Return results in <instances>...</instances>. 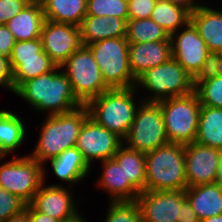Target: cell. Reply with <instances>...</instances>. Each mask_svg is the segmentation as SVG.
Returning a JSON list of instances; mask_svg holds the SVG:
<instances>
[{
    "label": "cell",
    "instance_id": "1",
    "mask_svg": "<svg viewBox=\"0 0 222 222\" xmlns=\"http://www.w3.org/2000/svg\"><path fill=\"white\" fill-rule=\"evenodd\" d=\"M56 66L51 72L39 75L22 83L14 92L39 111L50 110L49 115L63 114L82 106L77 100L66 74L58 72Z\"/></svg>",
    "mask_w": 222,
    "mask_h": 222
},
{
    "label": "cell",
    "instance_id": "2",
    "mask_svg": "<svg viewBox=\"0 0 222 222\" xmlns=\"http://www.w3.org/2000/svg\"><path fill=\"white\" fill-rule=\"evenodd\" d=\"M145 191H177L187 188L184 145L167 143L145 153Z\"/></svg>",
    "mask_w": 222,
    "mask_h": 222
},
{
    "label": "cell",
    "instance_id": "3",
    "mask_svg": "<svg viewBox=\"0 0 222 222\" xmlns=\"http://www.w3.org/2000/svg\"><path fill=\"white\" fill-rule=\"evenodd\" d=\"M88 116L85 105L68 113L49 115L41 127L39 142L30 157L43 165L44 161L76 147L80 128Z\"/></svg>",
    "mask_w": 222,
    "mask_h": 222
},
{
    "label": "cell",
    "instance_id": "4",
    "mask_svg": "<svg viewBox=\"0 0 222 222\" xmlns=\"http://www.w3.org/2000/svg\"><path fill=\"white\" fill-rule=\"evenodd\" d=\"M135 88L137 87L108 89L90 100L85 105L89 117L124 139L137 110L133 101Z\"/></svg>",
    "mask_w": 222,
    "mask_h": 222
},
{
    "label": "cell",
    "instance_id": "5",
    "mask_svg": "<svg viewBox=\"0 0 222 222\" xmlns=\"http://www.w3.org/2000/svg\"><path fill=\"white\" fill-rule=\"evenodd\" d=\"M128 44L126 37H120L100 40L86 46L109 89L136 86L137 79L129 67Z\"/></svg>",
    "mask_w": 222,
    "mask_h": 222
},
{
    "label": "cell",
    "instance_id": "6",
    "mask_svg": "<svg viewBox=\"0 0 222 222\" xmlns=\"http://www.w3.org/2000/svg\"><path fill=\"white\" fill-rule=\"evenodd\" d=\"M160 104L165 132L169 142L182 145L195 141L200 115V100L197 93L158 101Z\"/></svg>",
    "mask_w": 222,
    "mask_h": 222
},
{
    "label": "cell",
    "instance_id": "7",
    "mask_svg": "<svg viewBox=\"0 0 222 222\" xmlns=\"http://www.w3.org/2000/svg\"><path fill=\"white\" fill-rule=\"evenodd\" d=\"M140 84L155 94L145 102L181 97L195 91V79L173 57L142 73L137 78L136 87Z\"/></svg>",
    "mask_w": 222,
    "mask_h": 222
},
{
    "label": "cell",
    "instance_id": "8",
    "mask_svg": "<svg viewBox=\"0 0 222 222\" xmlns=\"http://www.w3.org/2000/svg\"><path fill=\"white\" fill-rule=\"evenodd\" d=\"M64 66L67 68L64 73L71 83L72 91L82 105H86L109 89L91 51L86 46L76 50L60 68Z\"/></svg>",
    "mask_w": 222,
    "mask_h": 222
},
{
    "label": "cell",
    "instance_id": "9",
    "mask_svg": "<svg viewBox=\"0 0 222 222\" xmlns=\"http://www.w3.org/2000/svg\"><path fill=\"white\" fill-rule=\"evenodd\" d=\"M128 148L147 153L169 143L164 118L158 102H144L131 123L127 136Z\"/></svg>",
    "mask_w": 222,
    "mask_h": 222
},
{
    "label": "cell",
    "instance_id": "10",
    "mask_svg": "<svg viewBox=\"0 0 222 222\" xmlns=\"http://www.w3.org/2000/svg\"><path fill=\"white\" fill-rule=\"evenodd\" d=\"M28 156L13 158L0 166V187L29 204L44 182V168Z\"/></svg>",
    "mask_w": 222,
    "mask_h": 222
},
{
    "label": "cell",
    "instance_id": "11",
    "mask_svg": "<svg viewBox=\"0 0 222 222\" xmlns=\"http://www.w3.org/2000/svg\"><path fill=\"white\" fill-rule=\"evenodd\" d=\"M186 27L170 36L172 57L196 80L210 70L212 54L194 25L189 22Z\"/></svg>",
    "mask_w": 222,
    "mask_h": 222
},
{
    "label": "cell",
    "instance_id": "12",
    "mask_svg": "<svg viewBox=\"0 0 222 222\" xmlns=\"http://www.w3.org/2000/svg\"><path fill=\"white\" fill-rule=\"evenodd\" d=\"M122 140L116 133L102 127L88 116L80 128L76 147L91 166L94 159L104 161L113 158L123 144Z\"/></svg>",
    "mask_w": 222,
    "mask_h": 222
},
{
    "label": "cell",
    "instance_id": "13",
    "mask_svg": "<svg viewBox=\"0 0 222 222\" xmlns=\"http://www.w3.org/2000/svg\"><path fill=\"white\" fill-rule=\"evenodd\" d=\"M187 188L216 183L222 150L197 142L184 145Z\"/></svg>",
    "mask_w": 222,
    "mask_h": 222
},
{
    "label": "cell",
    "instance_id": "14",
    "mask_svg": "<svg viewBox=\"0 0 222 222\" xmlns=\"http://www.w3.org/2000/svg\"><path fill=\"white\" fill-rule=\"evenodd\" d=\"M185 190L143 191L137 197L142 222H177L181 220Z\"/></svg>",
    "mask_w": 222,
    "mask_h": 222
},
{
    "label": "cell",
    "instance_id": "15",
    "mask_svg": "<svg viewBox=\"0 0 222 222\" xmlns=\"http://www.w3.org/2000/svg\"><path fill=\"white\" fill-rule=\"evenodd\" d=\"M40 38L43 50L58 67L82 46L79 27L71 24L45 20Z\"/></svg>",
    "mask_w": 222,
    "mask_h": 222
},
{
    "label": "cell",
    "instance_id": "16",
    "mask_svg": "<svg viewBox=\"0 0 222 222\" xmlns=\"http://www.w3.org/2000/svg\"><path fill=\"white\" fill-rule=\"evenodd\" d=\"M33 196L29 205L36 211L46 214L61 222H84L74 206L72 193L64 186L52 185L42 187Z\"/></svg>",
    "mask_w": 222,
    "mask_h": 222
},
{
    "label": "cell",
    "instance_id": "17",
    "mask_svg": "<svg viewBox=\"0 0 222 222\" xmlns=\"http://www.w3.org/2000/svg\"><path fill=\"white\" fill-rule=\"evenodd\" d=\"M171 57V40L128 44L129 67L136 79L147 69L161 65Z\"/></svg>",
    "mask_w": 222,
    "mask_h": 222
},
{
    "label": "cell",
    "instance_id": "18",
    "mask_svg": "<svg viewBox=\"0 0 222 222\" xmlns=\"http://www.w3.org/2000/svg\"><path fill=\"white\" fill-rule=\"evenodd\" d=\"M126 27L127 21L115 16L86 15L79 25L82 46L104 39L126 37Z\"/></svg>",
    "mask_w": 222,
    "mask_h": 222
},
{
    "label": "cell",
    "instance_id": "19",
    "mask_svg": "<svg viewBox=\"0 0 222 222\" xmlns=\"http://www.w3.org/2000/svg\"><path fill=\"white\" fill-rule=\"evenodd\" d=\"M190 22L212 55L222 52V11L201 5L191 12Z\"/></svg>",
    "mask_w": 222,
    "mask_h": 222
},
{
    "label": "cell",
    "instance_id": "20",
    "mask_svg": "<svg viewBox=\"0 0 222 222\" xmlns=\"http://www.w3.org/2000/svg\"><path fill=\"white\" fill-rule=\"evenodd\" d=\"M185 196L200 221L222 215V187L219 184H201L186 188Z\"/></svg>",
    "mask_w": 222,
    "mask_h": 222
},
{
    "label": "cell",
    "instance_id": "21",
    "mask_svg": "<svg viewBox=\"0 0 222 222\" xmlns=\"http://www.w3.org/2000/svg\"><path fill=\"white\" fill-rule=\"evenodd\" d=\"M102 162L104 172L99 184L111 194L110 202L137 200L140 192L131 183H124V173L117 161L110 158Z\"/></svg>",
    "mask_w": 222,
    "mask_h": 222
},
{
    "label": "cell",
    "instance_id": "22",
    "mask_svg": "<svg viewBox=\"0 0 222 222\" xmlns=\"http://www.w3.org/2000/svg\"><path fill=\"white\" fill-rule=\"evenodd\" d=\"M44 21L42 6L30 2L6 25L17 42L40 38Z\"/></svg>",
    "mask_w": 222,
    "mask_h": 222
},
{
    "label": "cell",
    "instance_id": "23",
    "mask_svg": "<svg viewBox=\"0 0 222 222\" xmlns=\"http://www.w3.org/2000/svg\"><path fill=\"white\" fill-rule=\"evenodd\" d=\"M9 60L13 70V93L22 83L49 73L56 67L44 50L39 53V57L9 58Z\"/></svg>",
    "mask_w": 222,
    "mask_h": 222
},
{
    "label": "cell",
    "instance_id": "24",
    "mask_svg": "<svg viewBox=\"0 0 222 222\" xmlns=\"http://www.w3.org/2000/svg\"><path fill=\"white\" fill-rule=\"evenodd\" d=\"M122 144L113 158L122 167L124 183H131L139 192L145 191V153L123 147Z\"/></svg>",
    "mask_w": 222,
    "mask_h": 222
},
{
    "label": "cell",
    "instance_id": "25",
    "mask_svg": "<svg viewBox=\"0 0 222 222\" xmlns=\"http://www.w3.org/2000/svg\"><path fill=\"white\" fill-rule=\"evenodd\" d=\"M50 163L55 175L69 183L82 180L90 169L77 147L66 149L57 157L50 159Z\"/></svg>",
    "mask_w": 222,
    "mask_h": 222
},
{
    "label": "cell",
    "instance_id": "26",
    "mask_svg": "<svg viewBox=\"0 0 222 222\" xmlns=\"http://www.w3.org/2000/svg\"><path fill=\"white\" fill-rule=\"evenodd\" d=\"M195 142L222 150V108L201 105Z\"/></svg>",
    "mask_w": 222,
    "mask_h": 222
},
{
    "label": "cell",
    "instance_id": "27",
    "mask_svg": "<svg viewBox=\"0 0 222 222\" xmlns=\"http://www.w3.org/2000/svg\"><path fill=\"white\" fill-rule=\"evenodd\" d=\"M87 0H48L43 5L45 20L79 27L86 16Z\"/></svg>",
    "mask_w": 222,
    "mask_h": 222
},
{
    "label": "cell",
    "instance_id": "28",
    "mask_svg": "<svg viewBox=\"0 0 222 222\" xmlns=\"http://www.w3.org/2000/svg\"><path fill=\"white\" fill-rule=\"evenodd\" d=\"M190 14L191 11L182 5L172 3L170 0H157L150 18L171 36L177 35L179 26H187Z\"/></svg>",
    "mask_w": 222,
    "mask_h": 222
},
{
    "label": "cell",
    "instance_id": "29",
    "mask_svg": "<svg viewBox=\"0 0 222 222\" xmlns=\"http://www.w3.org/2000/svg\"><path fill=\"white\" fill-rule=\"evenodd\" d=\"M25 126L19 116L0 110V152L5 156L13 152L23 142Z\"/></svg>",
    "mask_w": 222,
    "mask_h": 222
},
{
    "label": "cell",
    "instance_id": "30",
    "mask_svg": "<svg viewBox=\"0 0 222 222\" xmlns=\"http://www.w3.org/2000/svg\"><path fill=\"white\" fill-rule=\"evenodd\" d=\"M126 40L128 43H144L171 39L161 26L151 18H145L127 20Z\"/></svg>",
    "mask_w": 222,
    "mask_h": 222
},
{
    "label": "cell",
    "instance_id": "31",
    "mask_svg": "<svg viewBox=\"0 0 222 222\" xmlns=\"http://www.w3.org/2000/svg\"><path fill=\"white\" fill-rule=\"evenodd\" d=\"M195 92L201 105L222 108V76L208 70L195 80Z\"/></svg>",
    "mask_w": 222,
    "mask_h": 222
},
{
    "label": "cell",
    "instance_id": "32",
    "mask_svg": "<svg viewBox=\"0 0 222 222\" xmlns=\"http://www.w3.org/2000/svg\"><path fill=\"white\" fill-rule=\"evenodd\" d=\"M86 15L118 17L128 20L127 0H87Z\"/></svg>",
    "mask_w": 222,
    "mask_h": 222
},
{
    "label": "cell",
    "instance_id": "33",
    "mask_svg": "<svg viewBox=\"0 0 222 222\" xmlns=\"http://www.w3.org/2000/svg\"><path fill=\"white\" fill-rule=\"evenodd\" d=\"M105 222H142L137 201L111 202Z\"/></svg>",
    "mask_w": 222,
    "mask_h": 222
},
{
    "label": "cell",
    "instance_id": "34",
    "mask_svg": "<svg viewBox=\"0 0 222 222\" xmlns=\"http://www.w3.org/2000/svg\"><path fill=\"white\" fill-rule=\"evenodd\" d=\"M26 205L19 197L0 187V222L19 214L26 208Z\"/></svg>",
    "mask_w": 222,
    "mask_h": 222
},
{
    "label": "cell",
    "instance_id": "35",
    "mask_svg": "<svg viewBox=\"0 0 222 222\" xmlns=\"http://www.w3.org/2000/svg\"><path fill=\"white\" fill-rule=\"evenodd\" d=\"M43 50L41 38L34 40L17 41L12 48L9 58L39 57Z\"/></svg>",
    "mask_w": 222,
    "mask_h": 222
},
{
    "label": "cell",
    "instance_id": "36",
    "mask_svg": "<svg viewBox=\"0 0 222 222\" xmlns=\"http://www.w3.org/2000/svg\"><path fill=\"white\" fill-rule=\"evenodd\" d=\"M128 19L150 18L157 0H127Z\"/></svg>",
    "mask_w": 222,
    "mask_h": 222
},
{
    "label": "cell",
    "instance_id": "37",
    "mask_svg": "<svg viewBox=\"0 0 222 222\" xmlns=\"http://www.w3.org/2000/svg\"><path fill=\"white\" fill-rule=\"evenodd\" d=\"M29 3V0H0V24L6 25Z\"/></svg>",
    "mask_w": 222,
    "mask_h": 222
},
{
    "label": "cell",
    "instance_id": "38",
    "mask_svg": "<svg viewBox=\"0 0 222 222\" xmlns=\"http://www.w3.org/2000/svg\"><path fill=\"white\" fill-rule=\"evenodd\" d=\"M15 42L14 36L7 25L0 24V54L9 57Z\"/></svg>",
    "mask_w": 222,
    "mask_h": 222
},
{
    "label": "cell",
    "instance_id": "39",
    "mask_svg": "<svg viewBox=\"0 0 222 222\" xmlns=\"http://www.w3.org/2000/svg\"><path fill=\"white\" fill-rule=\"evenodd\" d=\"M13 70L9 57L0 54V85L12 91Z\"/></svg>",
    "mask_w": 222,
    "mask_h": 222
},
{
    "label": "cell",
    "instance_id": "40",
    "mask_svg": "<svg viewBox=\"0 0 222 222\" xmlns=\"http://www.w3.org/2000/svg\"><path fill=\"white\" fill-rule=\"evenodd\" d=\"M177 222H200L187 199L182 202L181 220H177Z\"/></svg>",
    "mask_w": 222,
    "mask_h": 222
},
{
    "label": "cell",
    "instance_id": "41",
    "mask_svg": "<svg viewBox=\"0 0 222 222\" xmlns=\"http://www.w3.org/2000/svg\"><path fill=\"white\" fill-rule=\"evenodd\" d=\"M25 209L29 212L31 222H61L60 220L34 210L29 204L26 205Z\"/></svg>",
    "mask_w": 222,
    "mask_h": 222
},
{
    "label": "cell",
    "instance_id": "42",
    "mask_svg": "<svg viewBox=\"0 0 222 222\" xmlns=\"http://www.w3.org/2000/svg\"><path fill=\"white\" fill-rule=\"evenodd\" d=\"M210 71L215 75L222 76V52L212 55Z\"/></svg>",
    "mask_w": 222,
    "mask_h": 222
},
{
    "label": "cell",
    "instance_id": "43",
    "mask_svg": "<svg viewBox=\"0 0 222 222\" xmlns=\"http://www.w3.org/2000/svg\"><path fill=\"white\" fill-rule=\"evenodd\" d=\"M4 222H31V219L29 212L26 209H24L19 214L10 217L8 220Z\"/></svg>",
    "mask_w": 222,
    "mask_h": 222
},
{
    "label": "cell",
    "instance_id": "44",
    "mask_svg": "<svg viewBox=\"0 0 222 222\" xmlns=\"http://www.w3.org/2000/svg\"><path fill=\"white\" fill-rule=\"evenodd\" d=\"M170 1L172 3H176V4L186 7L191 12L196 10L200 6L199 4H195L194 1L192 0H170Z\"/></svg>",
    "mask_w": 222,
    "mask_h": 222
},
{
    "label": "cell",
    "instance_id": "45",
    "mask_svg": "<svg viewBox=\"0 0 222 222\" xmlns=\"http://www.w3.org/2000/svg\"><path fill=\"white\" fill-rule=\"evenodd\" d=\"M200 222H222V215L205 218Z\"/></svg>",
    "mask_w": 222,
    "mask_h": 222
},
{
    "label": "cell",
    "instance_id": "46",
    "mask_svg": "<svg viewBox=\"0 0 222 222\" xmlns=\"http://www.w3.org/2000/svg\"><path fill=\"white\" fill-rule=\"evenodd\" d=\"M216 183L222 187V157L220 161V169L217 174Z\"/></svg>",
    "mask_w": 222,
    "mask_h": 222
},
{
    "label": "cell",
    "instance_id": "47",
    "mask_svg": "<svg viewBox=\"0 0 222 222\" xmlns=\"http://www.w3.org/2000/svg\"><path fill=\"white\" fill-rule=\"evenodd\" d=\"M31 3L42 6L48 0H29Z\"/></svg>",
    "mask_w": 222,
    "mask_h": 222
},
{
    "label": "cell",
    "instance_id": "48",
    "mask_svg": "<svg viewBox=\"0 0 222 222\" xmlns=\"http://www.w3.org/2000/svg\"><path fill=\"white\" fill-rule=\"evenodd\" d=\"M4 157V155L0 152V159H2Z\"/></svg>",
    "mask_w": 222,
    "mask_h": 222
}]
</instances>
